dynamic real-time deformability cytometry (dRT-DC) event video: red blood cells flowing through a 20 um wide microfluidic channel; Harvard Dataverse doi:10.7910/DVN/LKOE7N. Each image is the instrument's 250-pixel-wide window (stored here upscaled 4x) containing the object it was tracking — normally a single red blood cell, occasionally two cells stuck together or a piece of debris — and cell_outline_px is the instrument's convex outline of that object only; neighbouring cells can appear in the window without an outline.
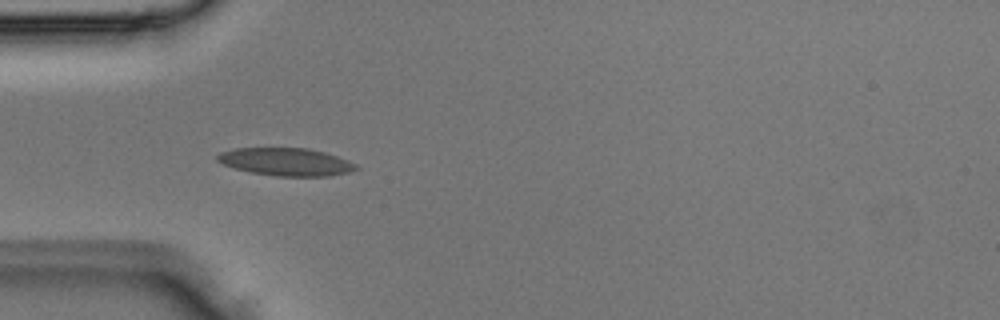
{"species": "Egyptian fruit bat (a non-hibernating species)", "species_latin": "Rousettus aegyptiacus", "temperature_condition": "room temperature", "stored_images_in_passage": 3, "camera_frame_rate_fps": 3000, "um_per_image_px": 0.085, "animal": {"sex": "male"}, "frame": {"image": 1, "passage_image": 3, "time_ms": 0.667, "image_size_px": [1000, 320], "cell_outline_px": [[360, 168], [348, 172], [328, 176], [276, 176], [252, 172], [236, 168], [224, 164], [216, 160], [216, 156], [220, 152], [236, 148], [308, 148], [324, 152], [336, 156], [356, 164]], "centroid_in_image_um": [24.31, 13.75], "position_along_channel_um": 60.7, "area_um2": 22.2}}